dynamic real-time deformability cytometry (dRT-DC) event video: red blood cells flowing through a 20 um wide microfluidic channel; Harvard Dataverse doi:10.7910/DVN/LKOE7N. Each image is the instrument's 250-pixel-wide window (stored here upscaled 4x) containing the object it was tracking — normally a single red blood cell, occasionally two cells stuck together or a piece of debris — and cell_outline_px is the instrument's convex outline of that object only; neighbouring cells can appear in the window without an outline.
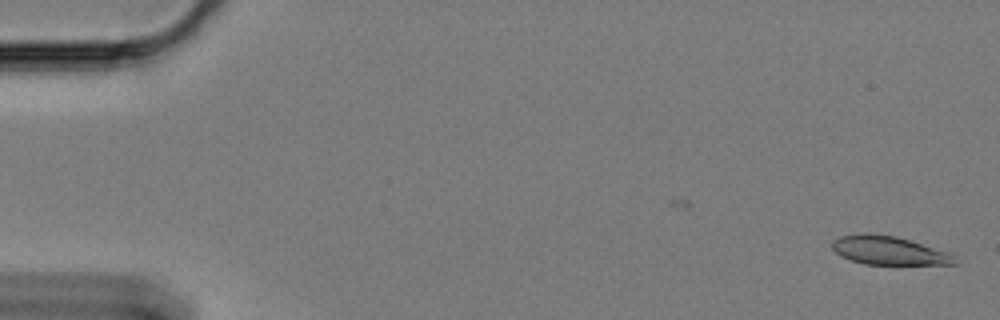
{"species": "Egyptian fruit bat (a non-hibernating species)", "species_latin": "Rousettus aegyptiacus", "temperature_condition": "cold", "stored_images_in_passage": 19, "camera_frame_rate_fps": 3000, "um_per_image_px": 0.085, "animal": {"sex": "female"}, "frame": {"image": 1, "passage_image": 2, "time_ms": 0.333, "image_size_px": [1000, 320], "cell_outline_px": [[960, 264], [864, 264], [840, 256], [832, 248], [832, 240], [840, 236], [860, 232], [868, 232], [896, 236], [948, 252], [956, 256], [960, 260]], "centroid_in_image_um": [75.55, 21.28], "position_along_channel_um": 9.4, "area_um2": 20.63}}
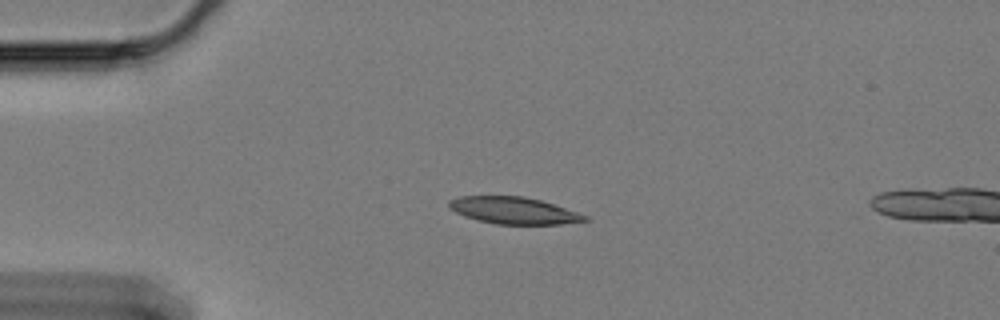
{"frame": {"image": 2, "passage_image": 15, "time_ms": 4.667, "image_size_px": [1000, 320], "cell_outline_px": [[592, 220], [560, 224], [496, 224], [476, 220], [464, 216], [448, 208], [448, 200], [460, 196], [524, 196], [540, 200], [588, 216]], "centroid_in_image_um": [43.63, 17.89], "position_along_channel_um": 41.4, "area_um2": 21.27}}